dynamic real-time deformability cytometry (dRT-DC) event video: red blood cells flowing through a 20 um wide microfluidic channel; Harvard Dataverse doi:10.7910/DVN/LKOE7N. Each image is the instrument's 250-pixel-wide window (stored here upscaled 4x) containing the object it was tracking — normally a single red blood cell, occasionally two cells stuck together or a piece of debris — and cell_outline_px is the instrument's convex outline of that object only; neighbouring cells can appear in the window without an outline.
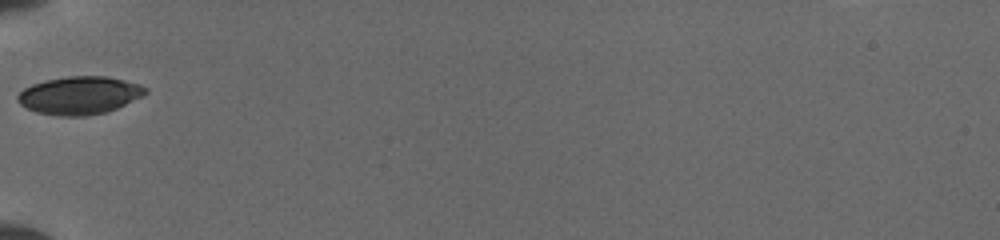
{"species": "common noctule bat (a hibernating species)", "species_latin": "Nyctalus noctula", "temperature_condition": "cold", "stored_images_in_passage": 30, "camera_frame_rate_fps": 3000, "um_per_image_px": 0.085, "animal": {"sex": "female", "body_mass_g": 19.5, "forearm_length_mm": 54.1}, "frame": {"image": 1, "passage_image": 1, "time_ms": 0.0, "image_size_px": [1000, 240], "cell_outline_px": [[148, 92], [116, 108], [104, 112], [84, 116], [60, 116], [36, 112], [20, 104], [16, 100], [16, 96], [24, 88], [32, 84], [44, 80], [68, 76], [104, 76], [124, 80], [140, 84], [148, 88]], "centroid_in_image_um": [6.72, 8.09], "position_along_channel_um": 78.3, "area_um2": 28.03}}
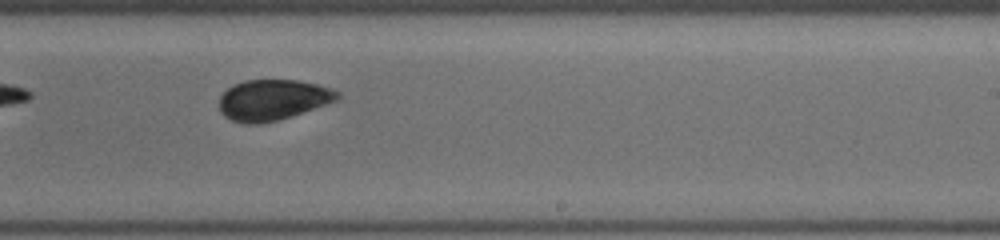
{"frame": {"image": 2, "passage_image": 14, "time_ms": 4.667, "image_size_px": [1000, 240], "cell_outline_px": [[340, 96], [336, 100], [276, 120], [260, 124], [248, 124], [232, 120], [224, 116], [220, 112], [220, 96], [232, 84], [244, 80], [296, 80], [316, 84], [340, 92]], "centroid_in_image_um": [23.12, 8.47], "position_along_channel_um": 265.9, "area_um2": 27.51}}
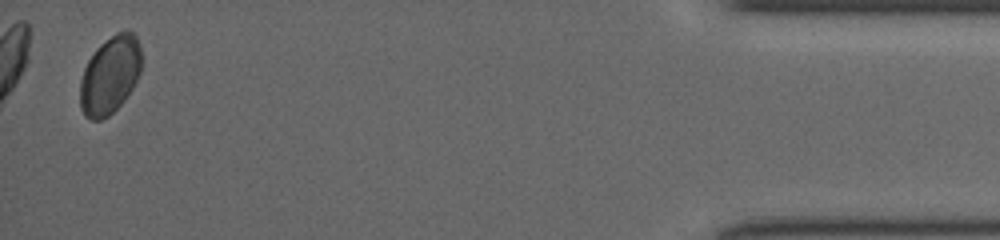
{"frame": {"image": 3, "passage_image": 29, "time_ms": 10.333, "image_size_px": [1000, 240], "cell_outline_px": [[140, 72], [132, 88], [124, 100], [108, 116], [100, 120], [92, 120], [84, 116], [80, 108], [80, 80], [84, 68], [88, 60], [96, 48], [104, 40], [116, 32], [124, 28], [128, 28], [136, 36], [140, 44]], "centroid_in_image_um": [9.33, 6.35], "position_along_channel_um": 425.9, "area_um2": 28.03}}